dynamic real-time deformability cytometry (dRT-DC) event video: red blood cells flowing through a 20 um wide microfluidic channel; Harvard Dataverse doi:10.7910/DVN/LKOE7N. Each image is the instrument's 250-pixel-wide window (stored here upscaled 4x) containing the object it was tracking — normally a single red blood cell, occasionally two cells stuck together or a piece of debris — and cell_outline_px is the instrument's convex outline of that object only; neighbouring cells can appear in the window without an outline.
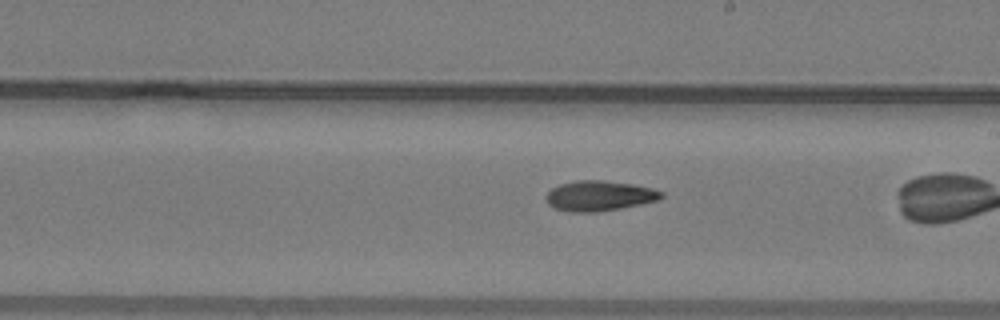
{"species": "common noctule bat (a hibernating species)", "species_latin": "Nyctalus noctula", "temperature_condition": "warm", "stored_images_in_passage": 34, "camera_frame_rate_fps": 3000, "um_per_image_px": 0.085, "animal": {"sex": "male", "body_mass_g": 19.2, "forearm_length_mm": 51.8}, "frame": {"image": 1, "passage_image": 25, "time_ms": 8.0, "image_size_px": [1000, 320], "cell_outline_px": [[664, 196], [656, 200], [640, 204], [620, 208], [596, 212], [572, 212], [556, 208], [548, 204], [548, 192], [552, 188], [560, 184], [576, 180], [600, 180], [632, 184], [652, 188], [664, 192]], "centroid_in_image_um": [50.96, 16.64], "position_along_channel_um": 238.0, "area_um2": 20.0}}